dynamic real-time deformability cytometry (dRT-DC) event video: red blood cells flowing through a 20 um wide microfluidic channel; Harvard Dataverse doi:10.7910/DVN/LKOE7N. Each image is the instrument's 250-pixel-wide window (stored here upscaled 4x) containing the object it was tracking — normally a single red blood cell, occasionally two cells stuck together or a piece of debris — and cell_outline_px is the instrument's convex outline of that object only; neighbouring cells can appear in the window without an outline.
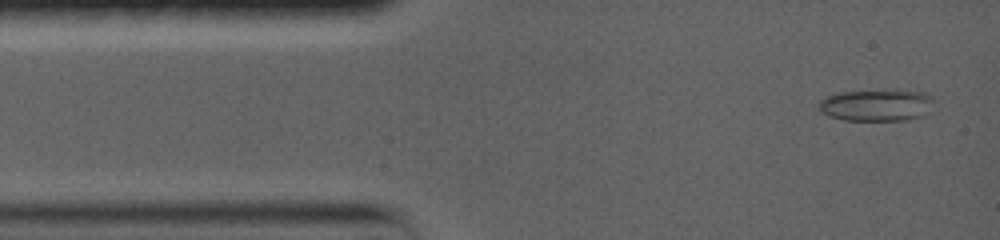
{"species": "common noctule bat (a hibernating species)", "species_latin": "Nyctalus noctula", "temperature_condition": "warm", "stored_images_in_passage": 31, "camera_frame_rate_fps": 5000, "um_per_image_px": 0.085, "animal": {"sex": "female", "body_mass_g": 19.0, "forearm_length_mm": 56.7}, "frame": {"image": 1, "passage_image": 2, "time_ms": 0.4, "image_size_px": [1000, 240], "cell_outline_px": [[932, 100], [924, 116], [908, 120], [844, 120], [828, 116], [820, 112], [816, 104], [820, 100], [828, 96], [844, 92], [920, 92], [928, 96]], "centroid_in_image_um": [74.4, 8.99], "position_along_channel_um": 10.6, "area_um2": 20.46}}
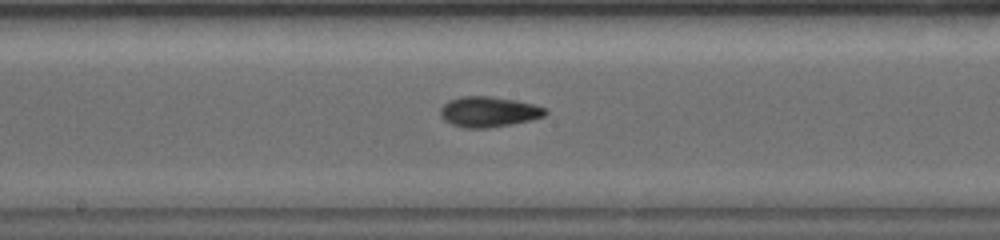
{"frame": {"image": 2, "passage_image": 15, "time_ms": 7.2, "image_size_px": [1000, 240], "cell_outline_px": [[548, 112], [544, 116], [512, 124], [488, 128], [464, 128], [452, 124], [444, 120], [440, 116], [440, 108], [448, 100], [460, 96], [492, 96], [516, 100], [548, 108]], "centroid_in_image_um": [41.52, 9.49], "position_along_channel_um": 206.7, "area_um2": 18.73}}
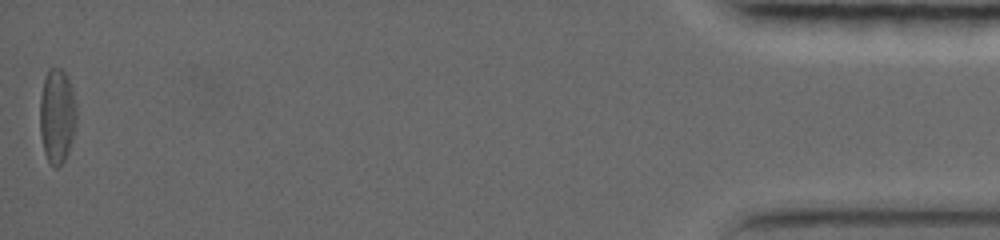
{"frame": {"image": 3, "passage_image": 31, "time_ms": 16.6, "image_size_px": [1000, 240], "cell_outline_px": [[76, 124], [72, 140], [68, 152], [64, 160], [56, 168], [48, 160], [44, 152], [40, 136], [40, 96], [44, 76], [48, 68], [60, 68], [64, 72], [72, 88], [76, 108]], "centroid_in_image_um": [4.83, 9.83], "position_along_channel_um": 430.4, "area_um2": 20.23}, "authors_computed_cell_mechanics": {"area_um2": 18.0336, "velocity_mm_per_s": 3.7916, "shape_relaxation_time_tau1_ms": 4.479, "shape_relaxation_time_tau2_ms": 6.2464, "deformation_change_tau1": 0.147, "deformation_change_tau2": 0.1278}}